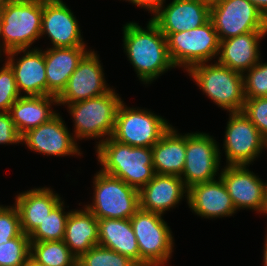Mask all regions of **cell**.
Returning <instances> with one entry per match:
<instances>
[{"label": "cell", "instance_id": "6da1fadb", "mask_svg": "<svg viewBox=\"0 0 267 266\" xmlns=\"http://www.w3.org/2000/svg\"><path fill=\"white\" fill-rule=\"evenodd\" d=\"M147 29L129 22L123 27V42L127 57L139 79L149 83L175 67L169 56L166 36L150 20Z\"/></svg>", "mask_w": 267, "mask_h": 266}, {"label": "cell", "instance_id": "7a4b0ae2", "mask_svg": "<svg viewBox=\"0 0 267 266\" xmlns=\"http://www.w3.org/2000/svg\"><path fill=\"white\" fill-rule=\"evenodd\" d=\"M100 171L122 179L127 185L140 191L154 176L152 148L133 147L112 137L97 144Z\"/></svg>", "mask_w": 267, "mask_h": 266}, {"label": "cell", "instance_id": "3957f363", "mask_svg": "<svg viewBox=\"0 0 267 266\" xmlns=\"http://www.w3.org/2000/svg\"><path fill=\"white\" fill-rule=\"evenodd\" d=\"M43 1L14 0L0 9L3 24L2 50L28 49L41 36Z\"/></svg>", "mask_w": 267, "mask_h": 266}, {"label": "cell", "instance_id": "277c9868", "mask_svg": "<svg viewBox=\"0 0 267 266\" xmlns=\"http://www.w3.org/2000/svg\"><path fill=\"white\" fill-rule=\"evenodd\" d=\"M193 80L219 107L229 112H240L244 108L245 96L243 75L226 66L199 63L188 71Z\"/></svg>", "mask_w": 267, "mask_h": 266}, {"label": "cell", "instance_id": "5b68a950", "mask_svg": "<svg viewBox=\"0 0 267 266\" xmlns=\"http://www.w3.org/2000/svg\"><path fill=\"white\" fill-rule=\"evenodd\" d=\"M93 183L94 201L85 206L98 220L130 219L140 208L139 191L122 179L99 171Z\"/></svg>", "mask_w": 267, "mask_h": 266}, {"label": "cell", "instance_id": "8992f818", "mask_svg": "<svg viewBox=\"0 0 267 266\" xmlns=\"http://www.w3.org/2000/svg\"><path fill=\"white\" fill-rule=\"evenodd\" d=\"M140 252V266H163L173 252V237L162 215L139 208L130 218Z\"/></svg>", "mask_w": 267, "mask_h": 266}, {"label": "cell", "instance_id": "52a82bcc", "mask_svg": "<svg viewBox=\"0 0 267 266\" xmlns=\"http://www.w3.org/2000/svg\"><path fill=\"white\" fill-rule=\"evenodd\" d=\"M121 102V98L111 89L101 96L68 104L75 123L76 139L111 137Z\"/></svg>", "mask_w": 267, "mask_h": 266}, {"label": "cell", "instance_id": "ba28073f", "mask_svg": "<svg viewBox=\"0 0 267 266\" xmlns=\"http://www.w3.org/2000/svg\"><path fill=\"white\" fill-rule=\"evenodd\" d=\"M166 41L174 66H183L187 71L192 66L206 63L217 56L220 46L218 33L211 20L198 28L171 33Z\"/></svg>", "mask_w": 267, "mask_h": 266}, {"label": "cell", "instance_id": "9c48e42d", "mask_svg": "<svg viewBox=\"0 0 267 266\" xmlns=\"http://www.w3.org/2000/svg\"><path fill=\"white\" fill-rule=\"evenodd\" d=\"M167 122L150 111L127 108L122 101L116 112L111 137L133 147L151 148L171 127Z\"/></svg>", "mask_w": 267, "mask_h": 266}, {"label": "cell", "instance_id": "30bf717a", "mask_svg": "<svg viewBox=\"0 0 267 266\" xmlns=\"http://www.w3.org/2000/svg\"><path fill=\"white\" fill-rule=\"evenodd\" d=\"M210 20L220 41L250 32H267V18L248 0H219L211 4Z\"/></svg>", "mask_w": 267, "mask_h": 266}, {"label": "cell", "instance_id": "8fae6325", "mask_svg": "<svg viewBox=\"0 0 267 266\" xmlns=\"http://www.w3.org/2000/svg\"><path fill=\"white\" fill-rule=\"evenodd\" d=\"M229 115L224 139L227 163L247 166L267 147V140L243 111Z\"/></svg>", "mask_w": 267, "mask_h": 266}, {"label": "cell", "instance_id": "7c38bea8", "mask_svg": "<svg viewBox=\"0 0 267 266\" xmlns=\"http://www.w3.org/2000/svg\"><path fill=\"white\" fill-rule=\"evenodd\" d=\"M215 141L205 133L186 134L185 165L180 177L187 188L215 179L220 167V150Z\"/></svg>", "mask_w": 267, "mask_h": 266}, {"label": "cell", "instance_id": "4fadbf2b", "mask_svg": "<svg viewBox=\"0 0 267 266\" xmlns=\"http://www.w3.org/2000/svg\"><path fill=\"white\" fill-rule=\"evenodd\" d=\"M110 90V87L106 86L98 56L94 51H88L71 74L57 100L59 105H67L101 96Z\"/></svg>", "mask_w": 267, "mask_h": 266}, {"label": "cell", "instance_id": "5bb4252c", "mask_svg": "<svg viewBox=\"0 0 267 266\" xmlns=\"http://www.w3.org/2000/svg\"><path fill=\"white\" fill-rule=\"evenodd\" d=\"M220 178L236 210L249 208L265 213L266 183L246 169V165H227Z\"/></svg>", "mask_w": 267, "mask_h": 266}, {"label": "cell", "instance_id": "9a60e30c", "mask_svg": "<svg viewBox=\"0 0 267 266\" xmlns=\"http://www.w3.org/2000/svg\"><path fill=\"white\" fill-rule=\"evenodd\" d=\"M211 4L203 0H173L151 20L167 37L171 33L198 28L210 20Z\"/></svg>", "mask_w": 267, "mask_h": 266}, {"label": "cell", "instance_id": "2e32d148", "mask_svg": "<svg viewBox=\"0 0 267 266\" xmlns=\"http://www.w3.org/2000/svg\"><path fill=\"white\" fill-rule=\"evenodd\" d=\"M22 142L33 151L54 156L79 155L75 137L67 130L58 114L48 122L29 130L22 136Z\"/></svg>", "mask_w": 267, "mask_h": 266}, {"label": "cell", "instance_id": "e0dca14e", "mask_svg": "<svg viewBox=\"0 0 267 266\" xmlns=\"http://www.w3.org/2000/svg\"><path fill=\"white\" fill-rule=\"evenodd\" d=\"M45 33L53 48L86 46L76 18L63 1L43 2L41 36Z\"/></svg>", "mask_w": 267, "mask_h": 266}, {"label": "cell", "instance_id": "ac0fdd59", "mask_svg": "<svg viewBox=\"0 0 267 266\" xmlns=\"http://www.w3.org/2000/svg\"><path fill=\"white\" fill-rule=\"evenodd\" d=\"M11 50L7 56L6 63L11 67L16 80V86L19 94L21 90L27 96H45L47 95V78L45 69L44 51L39 49ZM24 52V56L15 62V54Z\"/></svg>", "mask_w": 267, "mask_h": 266}, {"label": "cell", "instance_id": "d6986e66", "mask_svg": "<svg viewBox=\"0 0 267 266\" xmlns=\"http://www.w3.org/2000/svg\"><path fill=\"white\" fill-rule=\"evenodd\" d=\"M186 197L189 207L201 217H224L231 216L236 212L231 197L220 177L219 180L214 179L190 186Z\"/></svg>", "mask_w": 267, "mask_h": 266}, {"label": "cell", "instance_id": "ffe728a7", "mask_svg": "<svg viewBox=\"0 0 267 266\" xmlns=\"http://www.w3.org/2000/svg\"><path fill=\"white\" fill-rule=\"evenodd\" d=\"M184 193H188V188L180 176L155 174L139 191L140 208L163 215L179 203Z\"/></svg>", "mask_w": 267, "mask_h": 266}, {"label": "cell", "instance_id": "44dd1931", "mask_svg": "<svg viewBox=\"0 0 267 266\" xmlns=\"http://www.w3.org/2000/svg\"><path fill=\"white\" fill-rule=\"evenodd\" d=\"M266 34L250 32L220 41L217 63L244 74L261 59L258 46Z\"/></svg>", "mask_w": 267, "mask_h": 266}, {"label": "cell", "instance_id": "7402d4cb", "mask_svg": "<svg viewBox=\"0 0 267 266\" xmlns=\"http://www.w3.org/2000/svg\"><path fill=\"white\" fill-rule=\"evenodd\" d=\"M87 52L85 46L52 47L44 51L47 95L58 97L62 93L71 74Z\"/></svg>", "mask_w": 267, "mask_h": 266}, {"label": "cell", "instance_id": "603a6c76", "mask_svg": "<svg viewBox=\"0 0 267 266\" xmlns=\"http://www.w3.org/2000/svg\"><path fill=\"white\" fill-rule=\"evenodd\" d=\"M60 201V196L50 188L31 189L17 195L14 206L19 212L22 232L29 236Z\"/></svg>", "mask_w": 267, "mask_h": 266}, {"label": "cell", "instance_id": "cb8c5ba5", "mask_svg": "<svg viewBox=\"0 0 267 266\" xmlns=\"http://www.w3.org/2000/svg\"><path fill=\"white\" fill-rule=\"evenodd\" d=\"M58 104L57 97L45 96H20L9 109V114L21 136L31 129L51 120L57 115L51 111V103Z\"/></svg>", "mask_w": 267, "mask_h": 266}, {"label": "cell", "instance_id": "d4e9b609", "mask_svg": "<svg viewBox=\"0 0 267 266\" xmlns=\"http://www.w3.org/2000/svg\"><path fill=\"white\" fill-rule=\"evenodd\" d=\"M151 148L156 174L181 176L185 165L186 134H178L171 126Z\"/></svg>", "mask_w": 267, "mask_h": 266}, {"label": "cell", "instance_id": "484cf974", "mask_svg": "<svg viewBox=\"0 0 267 266\" xmlns=\"http://www.w3.org/2000/svg\"><path fill=\"white\" fill-rule=\"evenodd\" d=\"M64 243L78 259L92 247L98 245V219L85 207L70 211L66 222Z\"/></svg>", "mask_w": 267, "mask_h": 266}, {"label": "cell", "instance_id": "4316f807", "mask_svg": "<svg viewBox=\"0 0 267 266\" xmlns=\"http://www.w3.org/2000/svg\"><path fill=\"white\" fill-rule=\"evenodd\" d=\"M98 245L129 257L140 266V252L130 219H99Z\"/></svg>", "mask_w": 267, "mask_h": 266}, {"label": "cell", "instance_id": "83f0119b", "mask_svg": "<svg viewBox=\"0 0 267 266\" xmlns=\"http://www.w3.org/2000/svg\"><path fill=\"white\" fill-rule=\"evenodd\" d=\"M30 257L45 266H77V258L63 240L30 242Z\"/></svg>", "mask_w": 267, "mask_h": 266}, {"label": "cell", "instance_id": "f1b7e54d", "mask_svg": "<svg viewBox=\"0 0 267 266\" xmlns=\"http://www.w3.org/2000/svg\"><path fill=\"white\" fill-rule=\"evenodd\" d=\"M64 202L60 201L40 223V225L29 235L30 242H44L63 240L66 222L70 212L63 211Z\"/></svg>", "mask_w": 267, "mask_h": 266}, {"label": "cell", "instance_id": "f546056e", "mask_svg": "<svg viewBox=\"0 0 267 266\" xmlns=\"http://www.w3.org/2000/svg\"><path fill=\"white\" fill-rule=\"evenodd\" d=\"M77 266H138L129 257L96 245L77 259Z\"/></svg>", "mask_w": 267, "mask_h": 266}, {"label": "cell", "instance_id": "4dcf8cb0", "mask_svg": "<svg viewBox=\"0 0 267 266\" xmlns=\"http://www.w3.org/2000/svg\"><path fill=\"white\" fill-rule=\"evenodd\" d=\"M29 257L30 239L24 233L0 244V266H24Z\"/></svg>", "mask_w": 267, "mask_h": 266}, {"label": "cell", "instance_id": "1f68e13d", "mask_svg": "<svg viewBox=\"0 0 267 266\" xmlns=\"http://www.w3.org/2000/svg\"><path fill=\"white\" fill-rule=\"evenodd\" d=\"M243 75L245 98L267 97V63H258Z\"/></svg>", "mask_w": 267, "mask_h": 266}, {"label": "cell", "instance_id": "d6a6232c", "mask_svg": "<svg viewBox=\"0 0 267 266\" xmlns=\"http://www.w3.org/2000/svg\"><path fill=\"white\" fill-rule=\"evenodd\" d=\"M0 68V112H9L10 107L21 96L17 90L16 80L11 67Z\"/></svg>", "mask_w": 267, "mask_h": 266}, {"label": "cell", "instance_id": "836d02e7", "mask_svg": "<svg viewBox=\"0 0 267 266\" xmlns=\"http://www.w3.org/2000/svg\"><path fill=\"white\" fill-rule=\"evenodd\" d=\"M242 111L267 140V97L245 98Z\"/></svg>", "mask_w": 267, "mask_h": 266}, {"label": "cell", "instance_id": "e575fe53", "mask_svg": "<svg viewBox=\"0 0 267 266\" xmlns=\"http://www.w3.org/2000/svg\"><path fill=\"white\" fill-rule=\"evenodd\" d=\"M22 233L17 207L0 206V244L7 243Z\"/></svg>", "mask_w": 267, "mask_h": 266}, {"label": "cell", "instance_id": "d590c367", "mask_svg": "<svg viewBox=\"0 0 267 266\" xmlns=\"http://www.w3.org/2000/svg\"><path fill=\"white\" fill-rule=\"evenodd\" d=\"M22 136L14 125L8 112H0V144H17Z\"/></svg>", "mask_w": 267, "mask_h": 266}, {"label": "cell", "instance_id": "8d00e7d4", "mask_svg": "<svg viewBox=\"0 0 267 266\" xmlns=\"http://www.w3.org/2000/svg\"><path fill=\"white\" fill-rule=\"evenodd\" d=\"M133 4L146 8L155 15L159 10L163 9L165 0H128Z\"/></svg>", "mask_w": 267, "mask_h": 266}, {"label": "cell", "instance_id": "74e56055", "mask_svg": "<svg viewBox=\"0 0 267 266\" xmlns=\"http://www.w3.org/2000/svg\"><path fill=\"white\" fill-rule=\"evenodd\" d=\"M254 6H256L263 15L267 18V0H248Z\"/></svg>", "mask_w": 267, "mask_h": 266}, {"label": "cell", "instance_id": "f35d334b", "mask_svg": "<svg viewBox=\"0 0 267 266\" xmlns=\"http://www.w3.org/2000/svg\"><path fill=\"white\" fill-rule=\"evenodd\" d=\"M24 266H45V265L39 264L38 262L33 260L31 257H29Z\"/></svg>", "mask_w": 267, "mask_h": 266}, {"label": "cell", "instance_id": "ab89813d", "mask_svg": "<svg viewBox=\"0 0 267 266\" xmlns=\"http://www.w3.org/2000/svg\"><path fill=\"white\" fill-rule=\"evenodd\" d=\"M265 247H264V265L267 266V236L265 237Z\"/></svg>", "mask_w": 267, "mask_h": 266}, {"label": "cell", "instance_id": "60d3db41", "mask_svg": "<svg viewBox=\"0 0 267 266\" xmlns=\"http://www.w3.org/2000/svg\"><path fill=\"white\" fill-rule=\"evenodd\" d=\"M14 0H0V9L5 7L8 3L12 2Z\"/></svg>", "mask_w": 267, "mask_h": 266}, {"label": "cell", "instance_id": "b9f144b4", "mask_svg": "<svg viewBox=\"0 0 267 266\" xmlns=\"http://www.w3.org/2000/svg\"><path fill=\"white\" fill-rule=\"evenodd\" d=\"M3 24H2V20H1V17H0V37H2V40H3ZM1 48H3L1 45H0ZM0 48V49H1ZM1 51V50H0Z\"/></svg>", "mask_w": 267, "mask_h": 266}, {"label": "cell", "instance_id": "7bdbcfd3", "mask_svg": "<svg viewBox=\"0 0 267 266\" xmlns=\"http://www.w3.org/2000/svg\"><path fill=\"white\" fill-rule=\"evenodd\" d=\"M265 214H267V183H266V202H265Z\"/></svg>", "mask_w": 267, "mask_h": 266}, {"label": "cell", "instance_id": "ee69618b", "mask_svg": "<svg viewBox=\"0 0 267 266\" xmlns=\"http://www.w3.org/2000/svg\"><path fill=\"white\" fill-rule=\"evenodd\" d=\"M203 1H205V2H207L209 4H212V3L216 2V1H219V0H203Z\"/></svg>", "mask_w": 267, "mask_h": 266}, {"label": "cell", "instance_id": "f6af8a7d", "mask_svg": "<svg viewBox=\"0 0 267 266\" xmlns=\"http://www.w3.org/2000/svg\"><path fill=\"white\" fill-rule=\"evenodd\" d=\"M38 1H43V2H53V1H62V0H38Z\"/></svg>", "mask_w": 267, "mask_h": 266}]
</instances>
